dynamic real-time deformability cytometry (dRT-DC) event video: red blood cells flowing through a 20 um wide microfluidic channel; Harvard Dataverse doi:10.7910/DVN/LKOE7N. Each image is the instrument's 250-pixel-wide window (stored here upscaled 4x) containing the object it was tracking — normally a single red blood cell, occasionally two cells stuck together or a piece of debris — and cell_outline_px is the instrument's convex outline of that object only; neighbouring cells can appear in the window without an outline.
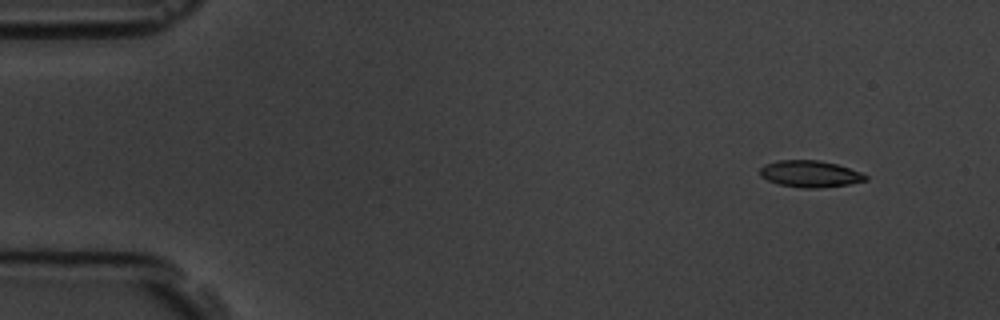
{"species": "common noctule bat (a hibernating species)", "species_latin": "Nyctalus noctula", "temperature_condition": "room temperature", "stored_images_in_passage": 5, "camera_frame_rate_fps": 3000, "um_per_image_px": 0.085, "animal": {"sex": "male", "body_mass_g": 19.5, "forearm_length_mm": 54.6}, "frame": {"image": 1, "passage_image": 2, "time_ms": 1.333, "image_size_px": [1000, 320], "cell_outline_px": [[868, 180], [848, 184], [816, 188], [800, 188], [780, 184], [768, 180], [760, 176], [760, 168], [764, 164], [776, 160], [820, 160], [836, 164], [860, 172], [868, 176]], "centroid_in_image_um": [68.83, 14.77], "position_along_channel_um": 16.2, "area_um2": 16.36}}